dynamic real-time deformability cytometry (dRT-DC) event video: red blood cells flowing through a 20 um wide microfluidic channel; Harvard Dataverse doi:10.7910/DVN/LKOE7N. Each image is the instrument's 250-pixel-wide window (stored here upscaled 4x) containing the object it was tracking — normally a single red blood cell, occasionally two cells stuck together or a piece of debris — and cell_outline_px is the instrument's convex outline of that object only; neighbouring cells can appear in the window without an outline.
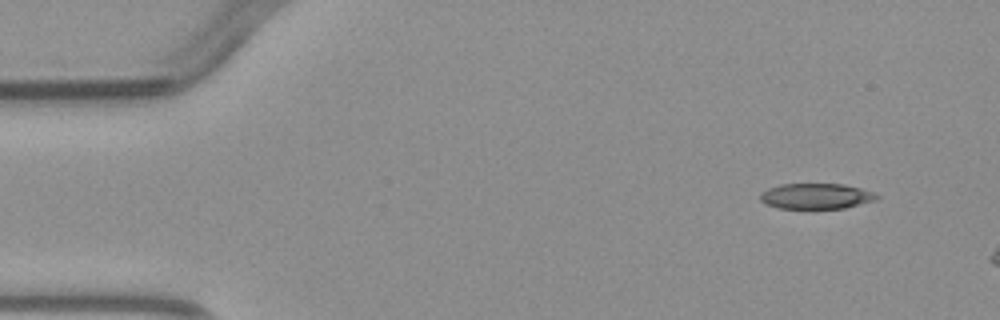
{"species": "common noctule bat (a hibernating species)", "species_latin": "Nyctalus noctula", "temperature_condition": "warm", "stored_images_in_passage": 3, "camera_frame_rate_fps": 3000, "um_per_image_px": 0.085, "animal": {"sex": "male", "body_mass_g": 23.1, "forearm_length_mm": 52.7}, "frame": {"image": 1, "passage_image": 1, "time_ms": 0.0, "image_size_px": [1000, 320], "cell_outline_px": [[880, 196], [876, 200], [844, 208], [780, 208], [764, 204], [760, 200], [760, 192], [768, 188], [780, 184], [844, 184], [876, 192]], "centroid_in_image_um": [69.37, 16.66], "position_along_channel_um": 15.6, "area_um2": 17.46}}